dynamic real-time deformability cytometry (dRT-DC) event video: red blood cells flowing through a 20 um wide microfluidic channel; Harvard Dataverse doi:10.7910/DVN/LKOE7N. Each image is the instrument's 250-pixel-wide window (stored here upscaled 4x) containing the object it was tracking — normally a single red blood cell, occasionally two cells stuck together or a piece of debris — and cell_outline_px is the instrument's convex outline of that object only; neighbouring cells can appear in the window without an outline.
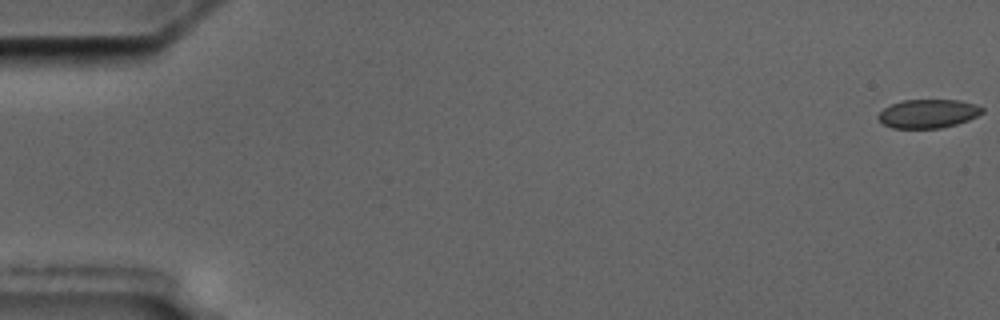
{"species": "common noctule bat (a hibernating species)", "species_latin": "Nyctalus noctula", "temperature_condition": "cold", "stored_images_in_passage": 6, "camera_frame_rate_fps": 3000, "um_per_image_px": 0.085, "animal": {"sex": "male", "body_mass_g": 17.5, "forearm_length_mm": 52.3}, "frame": {"image": 1, "passage_image": 1, "time_ms": 0.0, "image_size_px": [1000, 320], "cell_outline_px": [[984, 112], [968, 120], [956, 124], [940, 128], [892, 128], [884, 124], [876, 116], [884, 108], [892, 104], [904, 100], [960, 100], [984, 108]], "centroid_in_image_um": [78.88, 9.66], "position_along_channel_um": 6.1, "area_um2": 17.22}}